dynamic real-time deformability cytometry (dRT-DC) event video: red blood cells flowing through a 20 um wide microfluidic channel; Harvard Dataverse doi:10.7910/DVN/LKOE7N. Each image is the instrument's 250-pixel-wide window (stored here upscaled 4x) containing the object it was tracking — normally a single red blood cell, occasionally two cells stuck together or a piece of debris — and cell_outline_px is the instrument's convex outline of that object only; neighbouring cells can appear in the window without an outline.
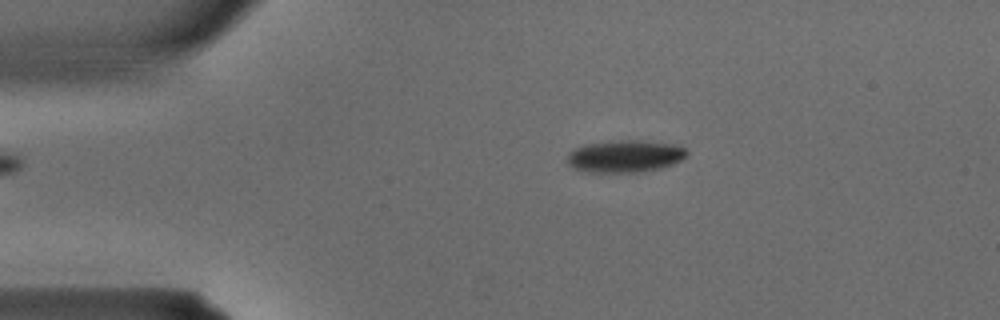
{"species": "common noctule bat (a hibernating species)", "species_latin": "Nyctalus noctula", "temperature_condition": "warm", "stored_images_in_passage": 29, "camera_frame_rate_fps": 3000, "um_per_image_px": 0.085, "animal": {"sex": "male", "body_mass_g": 15.6}, "frame": {"image": 1, "passage_image": 1, "time_ms": 0.0, "image_size_px": [1000, 320], "cell_outline_px": [[688, 152], [680, 160], [664, 168], [636, 172], [584, 172], [572, 168], [568, 164], [568, 152], [572, 148], [584, 144], [620, 140], [636, 140], [672, 144], [684, 148]], "centroid_in_image_um": [53.06, 13.28], "position_along_channel_um": 31.9, "area_um2": 22.48}}
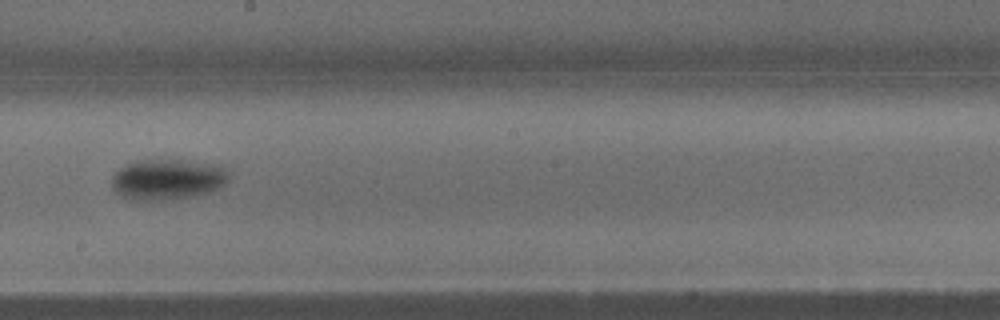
{"frame": {"image": 2, "passage_image": 14, "time_ms": 4.333, "image_size_px": [1000, 320], "cell_outline_px": [[228, 180], [224, 184], [208, 192], [192, 196], [160, 200], [136, 200], [124, 196], [116, 192], [112, 188], [112, 176], [120, 168], [128, 164], [144, 160], [184, 160], [220, 164], [228, 172]], "centroid_in_image_um": [14.26, 15.23], "position_along_channel_um": 233.9, "area_um2": 27.4}}
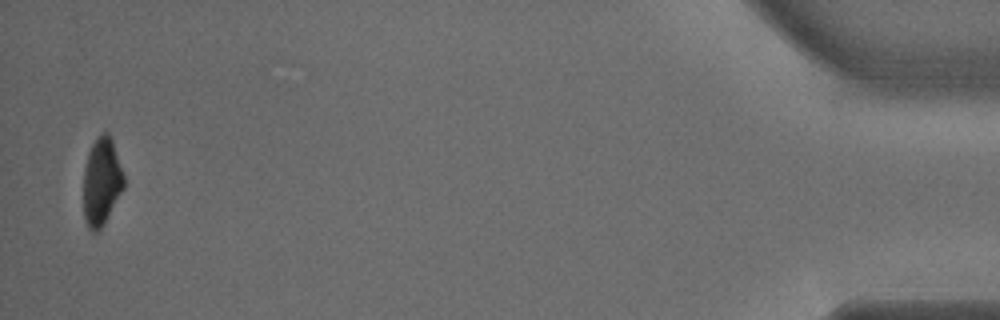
{"frame": {"image": 3, "passage_image": 29, "time_ms": 9.333, "image_size_px": [1000, 320], "cell_outline_px": [[124, 188], [104, 224], [96, 232], [92, 232], [88, 228], [84, 216], [84, 168], [88, 152], [92, 144], [104, 132], [108, 132], [112, 140], [124, 176]], "centroid_in_image_um": [8.63, 15.46], "position_along_channel_um": 426.6, "area_um2": 20.4}}